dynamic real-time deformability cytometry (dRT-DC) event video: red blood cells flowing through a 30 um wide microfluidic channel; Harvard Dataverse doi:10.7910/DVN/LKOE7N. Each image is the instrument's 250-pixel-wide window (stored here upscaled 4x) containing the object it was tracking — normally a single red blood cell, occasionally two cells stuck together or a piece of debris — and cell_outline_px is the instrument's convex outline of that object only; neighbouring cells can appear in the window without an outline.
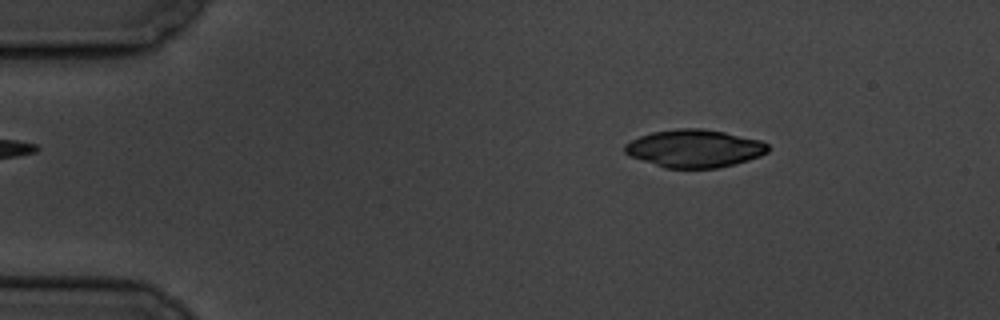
{"species": "common noctule bat (a hibernating species)", "species_latin": "Nyctalus noctula", "temperature_condition": "cold", "stored_images_in_passage": 8, "camera_frame_rate_fps": 3000, "um_per_image_px": 0.085, "animal": {"sex": "male", "body_mass_g": 19.5, "forearm_length_mm": 54.6}, "frame": {"image": 1, "passage_image": 2, "time_ms": 1.333, "image_size_px": [1000, 320], "cell_outline_px": [[768, 152], [760, 156], [748, 160], [716, 168], [664, 168], [628, 156], [624, 152], [624, 144], [640, 136], [652, 132], [676, 128], [704, 128], [724, 132], [760, 140], [768, 144]], "centroid_in_image_um": [58.99, 12.62], "position_along_channel_um": 26.0, "area_um2": 31.62}}